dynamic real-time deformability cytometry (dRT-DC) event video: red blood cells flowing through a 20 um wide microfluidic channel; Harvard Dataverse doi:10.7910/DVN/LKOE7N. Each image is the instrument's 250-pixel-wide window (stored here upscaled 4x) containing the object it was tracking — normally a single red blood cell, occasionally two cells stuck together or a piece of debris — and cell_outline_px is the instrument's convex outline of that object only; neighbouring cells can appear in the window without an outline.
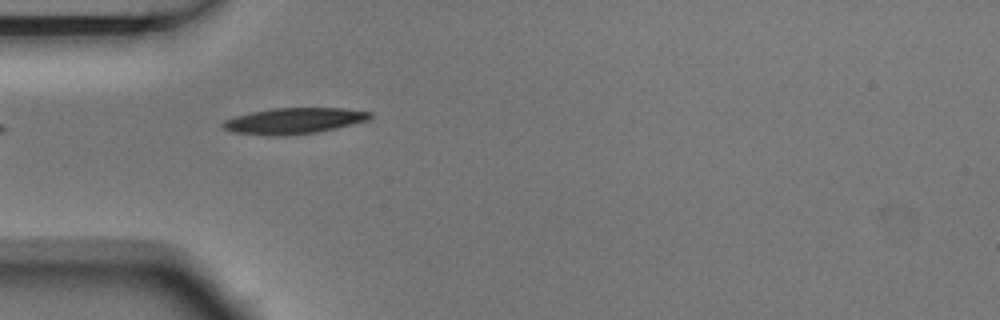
{"species": "Egyptian fruit bat (a non-hibernating species)", "species_latin": "Rousettus aegyptiacus", "temperature_condition": "room temperature", "stored_images_in_passage": 5, "camera_frame_rate_fps": 3000, "um_per_image_px": 0.085, "animal": {"sex": "male"}, "frame": {"image": 1, "passage_image": 4, "time_ms": 1.0, "image_size_px": [1000, 320], "cell_outline_px": [[372, 116], [368, 120], [336, 128], [316, 132], [284, 136], [268, 136], [232, 132], [224, 128], [220, 124], [224, 120], [236, 116], [252, 112], [272, 108], [344, 108], [372, 112]], "centroid_in_image_um": [24.97, 10.27], "position_along_channel_um": 60.0, "area_um2": 22.31}}
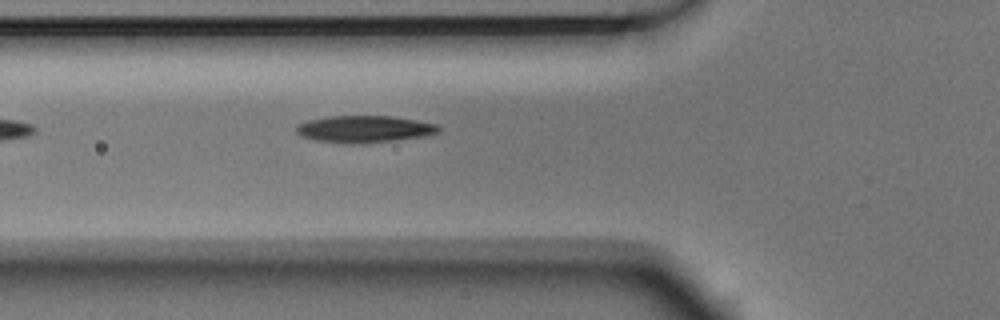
{"frame": {"image": 2, "passage_image": 5, "time_ms": 1.333, "image_size_px": [1000, 320], "cell_outline_px": [[440, 128], [436, 132], [424, 136], [396, 140], [316, 140], [304, 136], [296, 132], [296, 124], [308, 120], [328, 116], [392, 116], [416, 120], [436, 124]], "centroid_in_image_um": [30.98, 10.9], "position_along_channel_um": 94.8, "area_um2": 20.92}}